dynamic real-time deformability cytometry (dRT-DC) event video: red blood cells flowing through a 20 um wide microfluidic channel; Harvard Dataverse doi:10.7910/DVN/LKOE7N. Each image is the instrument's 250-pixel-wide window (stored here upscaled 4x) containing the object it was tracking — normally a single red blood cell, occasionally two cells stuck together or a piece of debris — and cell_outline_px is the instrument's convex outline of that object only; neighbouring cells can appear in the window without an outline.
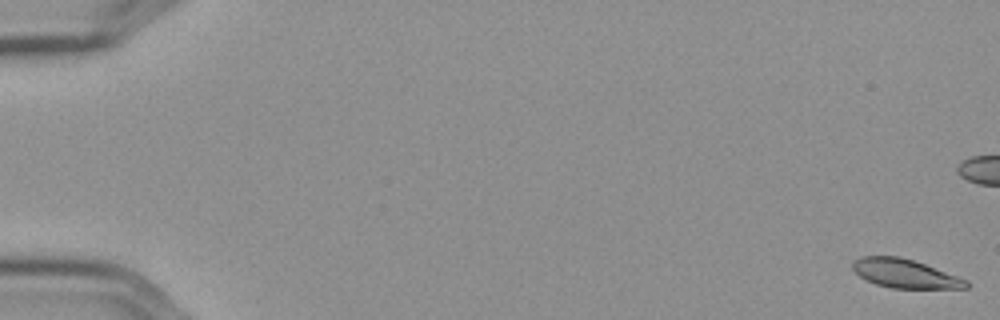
{"species": "Egyptian fruit bat (a non-hibernating species)", "species_latin": "Rousettus aegyptiacus", "temperature_condition": "cold", "stored_images_in_passage": 59, "camera_frame_rate_fps": 3000, "um_per_image_px": 0.085, "frame": {"image": 1, "passage_image": 1, "time_ms": 0.0, "image_size_px": [1000, 320], "cell_outline_px": [[972, 284], [968, 288], [892, 288], [876, 284], [864, 280], [852, 268], [852, 260], [860, 256], [900, 256], [924, 264], [968, 280]], "centroid_in_image_um": [76.9, 23.25], "position_along_channel_um": 8.1, "area_um2": 19.07}}
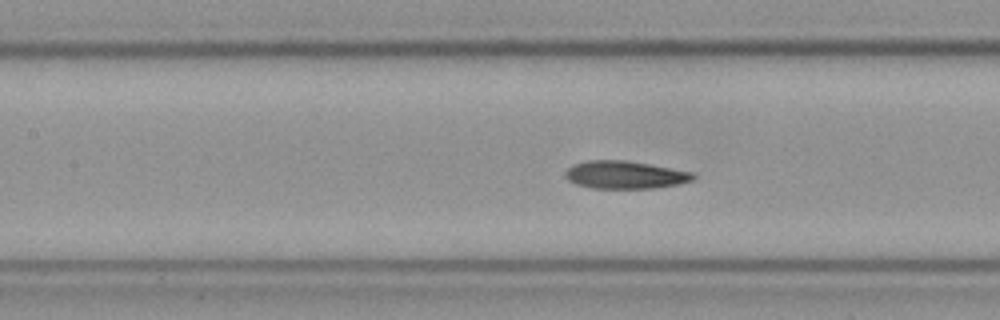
{"frame": {"image": 2, "passage_image": 27, "time_ms": 8.667, "image_size_px": [1000, 320], "cell_outline_px": [[696, 176], [692, 180], [680, 184], [656, 188], [592, 188], [576, 184], [568, 180], [564, 176], [564, 172], [572, 164], [588, 160], [628, 160], [692, 172]], "centroid_in_image_um": [53.1, 14.86], "position_along_channel_um": 154.3, "area_um2": 20.81}}
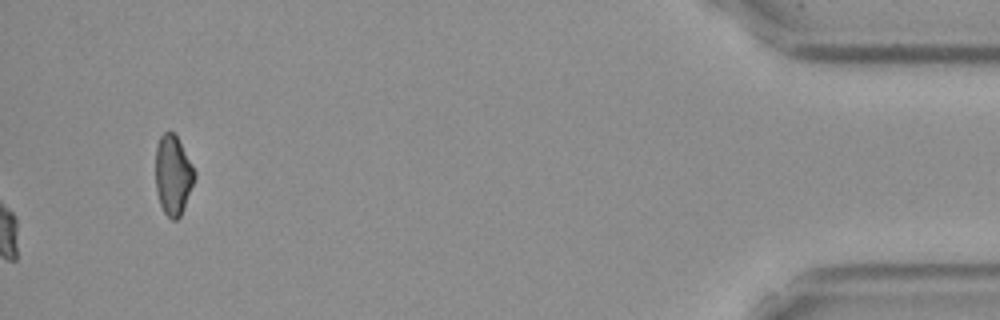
{"frame": {"image": 3, "passage_image": 59, "time_ms": 19.333, "image_size_px": [1000, 320], "cell_outline_px": [[196, 176], [184, 208], [180, 216], [176, 220], [172, 220], [164, 212], [160, 204], [156, 192], [156, 148], [160, 136], [168, 128], [176, 136], [196, 172]], "centroid_in_image_um": [14.7, 14.88], "position_along_channel_um": 420.5, "area_um2": 18.03}, "authors_computed_cell_mechanics": {"area_um2": 20.6346, "velocity_mm_per_s": 3.575, "shape_relaxation_time_tau1_ms": 7.0146, "shape_relaxation_time_tau2_ms": 2.4216, "deformation_change_tau1": 0.1706, "deformation_change_tau2": 0.0857}}